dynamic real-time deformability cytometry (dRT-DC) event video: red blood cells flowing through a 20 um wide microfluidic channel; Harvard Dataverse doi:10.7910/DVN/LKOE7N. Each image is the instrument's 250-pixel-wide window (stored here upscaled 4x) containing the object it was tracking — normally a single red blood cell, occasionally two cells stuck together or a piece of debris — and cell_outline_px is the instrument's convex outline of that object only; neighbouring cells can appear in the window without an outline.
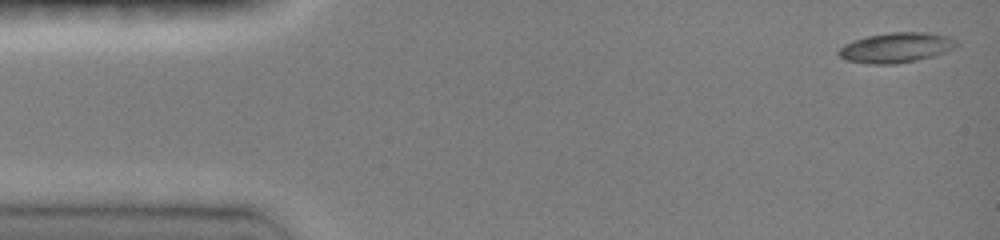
{"species": "common noctule bat (a hibernating species)", "species_latin": "Nyctalus noctula", "temperature_condition": "room temperature", "stored_images_in_passage": 12, "camera_frame_rate_fps": 3000, "um_per_image_px": 0.085, "animal": {"sex": "female", "body_mass_g": 19.0, "forearm_length_mm": 51.5}, "frame": {"image": 1, "passage_image": 1, "time_ms": 0.0, "image_size_px": [1000, 240], "cell_outline_px": [[956, 44], [952, 48], [944, 52], [932, 56], [916, 60], [896, 64], [868, 64], [848, 60], [840, 56], [836, 52], [844, 44], [852, 40], [868, 36], [888, 32], [928, 32], [948, 36], [956, 40]], "centroid_in_image_um": [76.13, 4.04], "position_along_channel_um": 8.9, "area_um2": 20.52}}
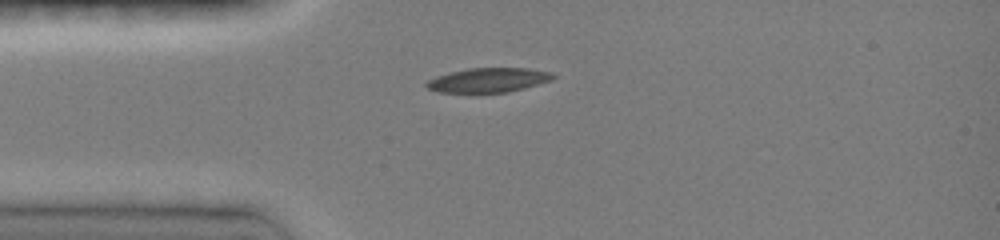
{"frame": {"image": 2, "passage_image": 11, "time_ms": 3.333, "image_size_px": [1000, 240], "cell_outline_px": [[556, 76], [552, 80], [524, 88], [508, 92], [436, 92], [428, 88], [424, 84], [428, 80], [436, 76], [448, 72], [468, 68], [528, 68], [552, 72]], "centroid_in_image_um": [41.51, 6.8], "position_along_channel_um": 43.5, "area_um2": 18.03}}